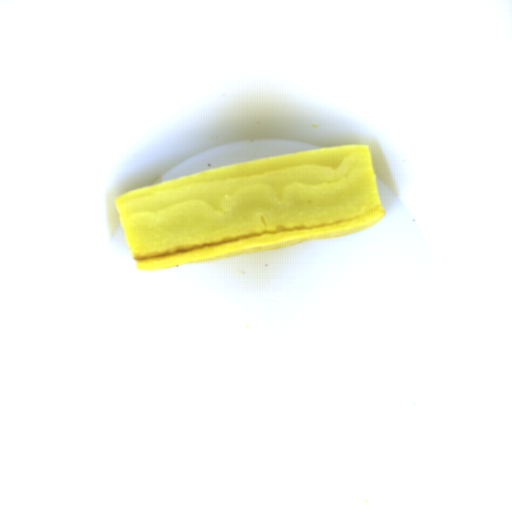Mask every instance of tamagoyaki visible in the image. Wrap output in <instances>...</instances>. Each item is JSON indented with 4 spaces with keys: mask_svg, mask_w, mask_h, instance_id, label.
<instances>
[{
    "mask_svg": "<svg viewBox=\"0 0 512 512\" xmlns=\"http://www.w3.org/2000/svg\"><path fill=\"white\" fill-rule=\"evenodd\" d=\"M114 203L141 274L342 237L385 213L365 144L206 170L140 187Z\"/></svg>",
    "mask_w": 512,
    "mask_h": 512,
    "instance_id": "81b7327e",
    "label": "tamagoyaki"
}]
</instances>
